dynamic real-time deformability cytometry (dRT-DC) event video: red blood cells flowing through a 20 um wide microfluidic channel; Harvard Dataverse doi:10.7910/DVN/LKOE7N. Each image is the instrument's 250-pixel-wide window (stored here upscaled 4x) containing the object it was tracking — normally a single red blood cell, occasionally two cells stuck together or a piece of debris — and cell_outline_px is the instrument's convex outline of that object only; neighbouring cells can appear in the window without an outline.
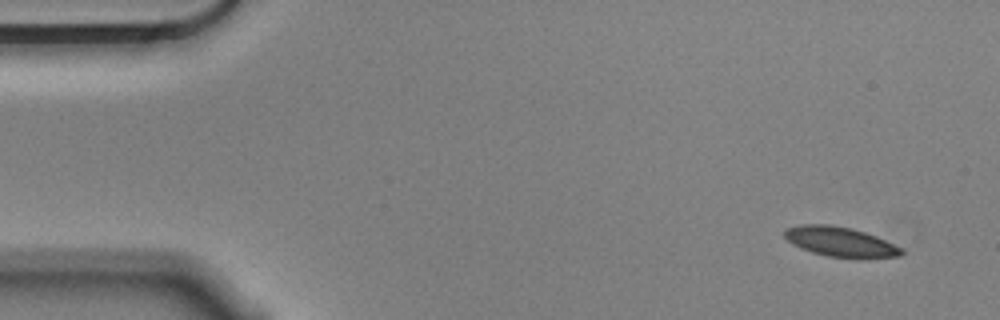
{"species": "Egyptian fruit bat (a non-hibernating species)", "species_latin": "Rousettus aegyptiacus", "temperature_condition": "cold", "stored_images_in_passage": 54, "camera_frame_rate_fps": 3000, "um_per_image_px": 0.085, "animal": {"sex": "male"}, "frame": {"image": 1, "passage_image": 1, "time_ms": 0.0, "image_size_px": [1000, 320], "cell_outline_px": [[904, 252], [900, 256], [860, 260], [856, 260], [828, 256], [812, 252], [800, 248], [792, 244], [784, 236], [784, 232], [788, 228], [800, 224], [832, 224], [852, 228], [876, 236], [904, 248]], "centroid_in_image_um": [71.49, 20.58], "position_along_channel_um": 13.5, "area_um2": 20.87}}
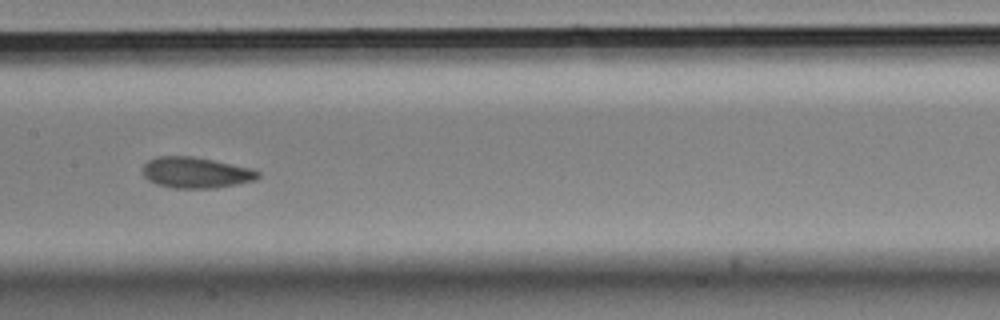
{"frame": {"image": 2, "passage_image": 25, "time_ms": 8.0, "image_size_px": [1000, 320], "cell_outline_px": [[260, 176], [256, 180], [216, 188], [172, 188], [156, 184], [148, 180], [144, 176], [144, 164], [148, 160], [156, 156], [192, 156], [212, 160], [248, 168], [260, 172]], "centroid_in_image_um": [16.62, 14.68], "position_along_channel_um": 190.8, "area_um2": 20.63}}
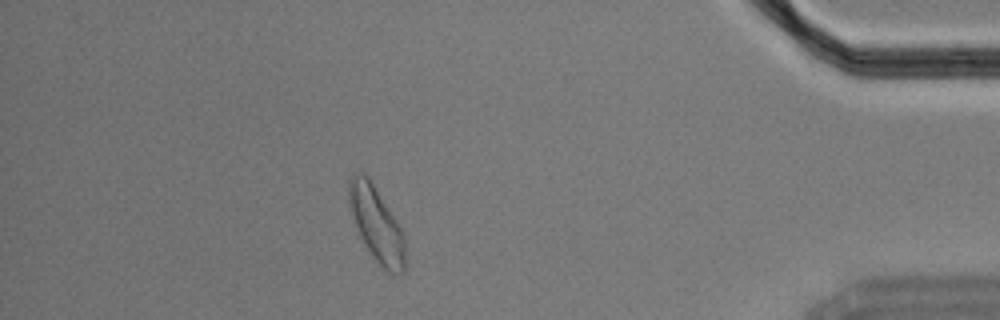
{"frame": {"image": 3, "passage_image": 47, "time_ms": 15.333, "image_size_px": [1000, 320], "cell_outline_px": [[404, 272], [400, 276], [388, 272], [372, 256], [364, 244], [356, 228], [348, 200], [348, 180], [356, 172], [360, 172], [368, 176], [396, 220], [404, 236]], "centroid_in_image_um": [31.98, 19.05], "position_along_channel_um": 403.2, "area_um2": 24.22}, "authors_computed_cell_mechanics": {"area_um2": 20.9814, "velocity_mm_per_s": 3.5246, "shape_relaxation_time_tau1_ms": 5.8096, "shape_relaxation_time_tau2_ms": 2.3847, "deformation_change_tau1": 0.1213, "deformation_change_tau2": 0.0851}}